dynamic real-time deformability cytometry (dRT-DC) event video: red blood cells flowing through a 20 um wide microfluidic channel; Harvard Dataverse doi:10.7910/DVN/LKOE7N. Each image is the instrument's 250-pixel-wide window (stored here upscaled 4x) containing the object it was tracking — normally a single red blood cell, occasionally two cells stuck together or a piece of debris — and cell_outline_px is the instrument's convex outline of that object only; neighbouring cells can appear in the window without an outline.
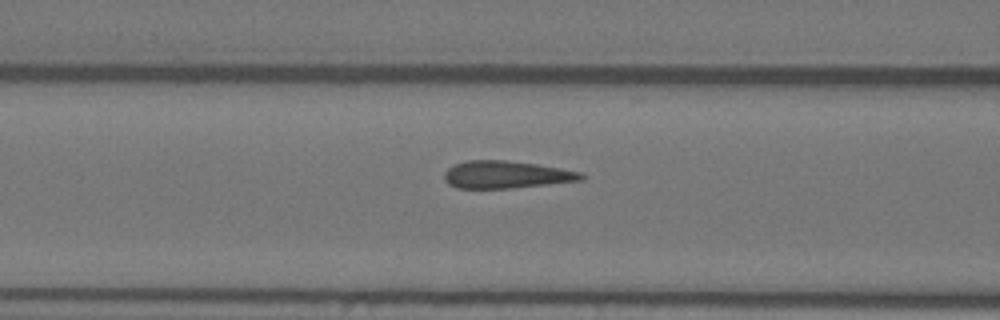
{"species": "Egyptian fruit bat (a non-hibernating species)", "species_latin": "Rousettus aegyptiacus", "temperature_condition": "warm", "stored_images_in_passage": 38, "camera_frame_rate_fps": 3000, "um_per_image_px": 0.085, "animal": {"sex": "female"}, "frame": {"image": 1, "passage_image": 14, "time_ms": 4.333, "image_size_px": [1000, 320], "cell_outline_px": [[584, 180], [512, 188], [456, 188], [448, 184], [444, 180], [444, 172], [448, 168], [456, 164], [468, 160], [504, 160], [536, 164], [560, 168], [580, 172], [584, 176]], "centroid_in_image_um": [43.0, 14.85], "position_along_channel_um": 123.6, "area_um2": 21.79}}
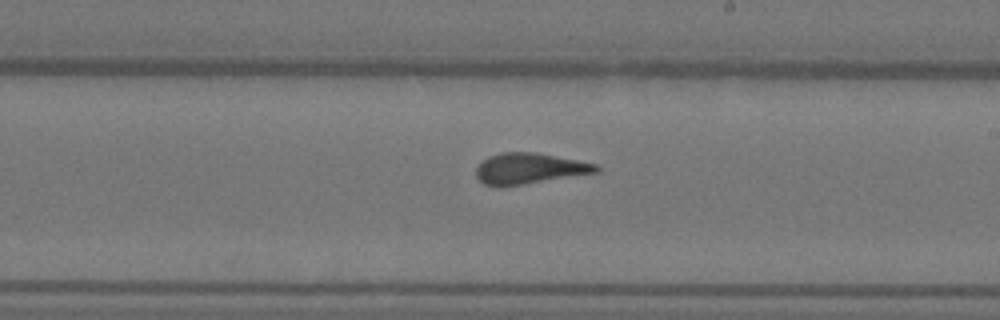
{"frame": {"image": 2, "passage_image": 24, "time_ms": 7.667, "image_size_px": [1000, 320], "cell_outline_px": [[600, 172], [520, 184], [484, 184], [476, 176], [476, 168], [488, 156], [500, 152], [536, 152], [596, 164], [600, 168]], "centroid_in_image_um": [45.02, 14.29], "position_along_channel_um": 244.0, "area_um2": 20.92}}
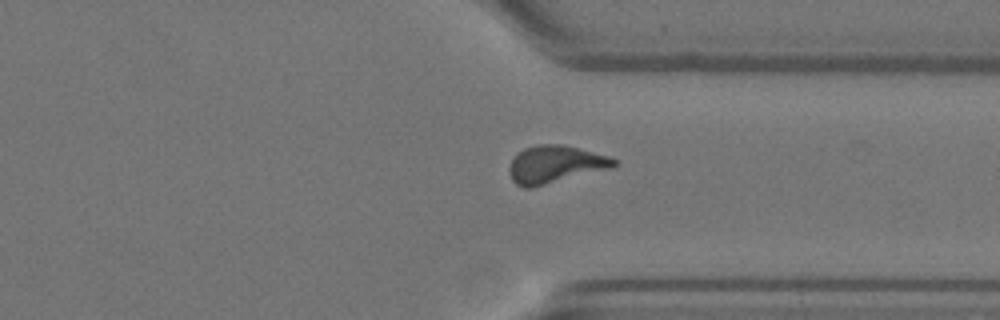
{"frame": {"image": 3, "passage_image": 34, "time_ms": 11.0, "image_size_px": [1000, 320], "cell_outline_px": [[616, 168], [532, 188], [524, 188], [516, 184], [512, 180], [508, 168], [516, 152], [524, 148], [540, 144], [560, 144], [608, 156], [616, 160]], "centroid_in_image_um": [47.19, 13.99], "position_along_channel_um": 364.2, "area_um2": 23.18}}